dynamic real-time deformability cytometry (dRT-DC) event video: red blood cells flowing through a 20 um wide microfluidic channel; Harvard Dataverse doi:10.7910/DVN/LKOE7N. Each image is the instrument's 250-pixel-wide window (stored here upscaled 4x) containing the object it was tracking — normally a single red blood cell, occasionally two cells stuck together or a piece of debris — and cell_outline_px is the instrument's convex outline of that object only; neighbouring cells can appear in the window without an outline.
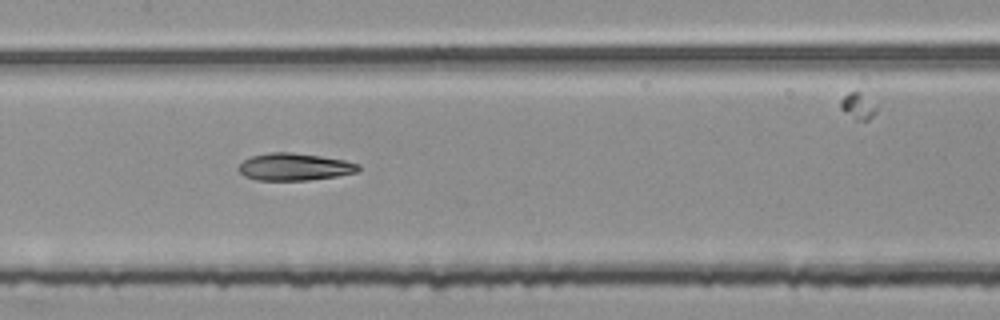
{"species": "common noctule bat (a hibernating species)", "species_latin": "Nyctalus noctula", "temperature_condition": "room temperature", "stored_images_in_passage": 55, "segment_of_instrument_passage": [2, 2], "camera_frame_rate_fps": 3000, "um_per_image_px": 0.085, "animal": {"sex": "female", "body_mass_g": 25.1}, "frame": {"image": 1, "passage_image": 27, "time_ms": 8.667, "image_size_px": [1000, 320], "cell_outline_px": [[360, 168], [356, 172], [336, 176], [308, 180], [256, 180], [244, 176], [236, 168], [248, 156], [268, 152], [292, 152], [320, 156], [344, 160], [360, 164]], "centroid_in_image_um": [24.98, 14.17], "position_along_channel_um": 182.4, "area_um2": 19.13}}
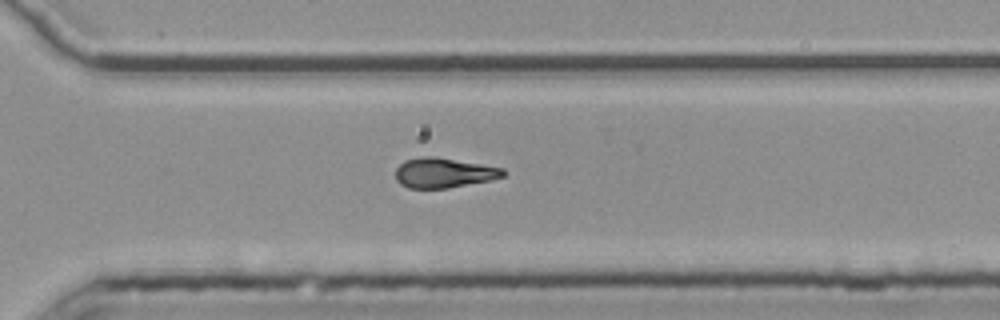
{"frame": {"image": 2, "passage_image": 39, "time_ms": 12.667, "image_size_px": [1000, 320], "cell_outline_px": [[508, 172], [504, 176], [492, 180], [448, 188], [408, 188], [400, 184], [396, 180], [396, 168], [404, 160], [420, 156], [436, 156], [504, 168]], "centroid_in_image_um": [37.73, 14.68], "position_along_channel_um": 332.9, "area_um2": 19.02}}
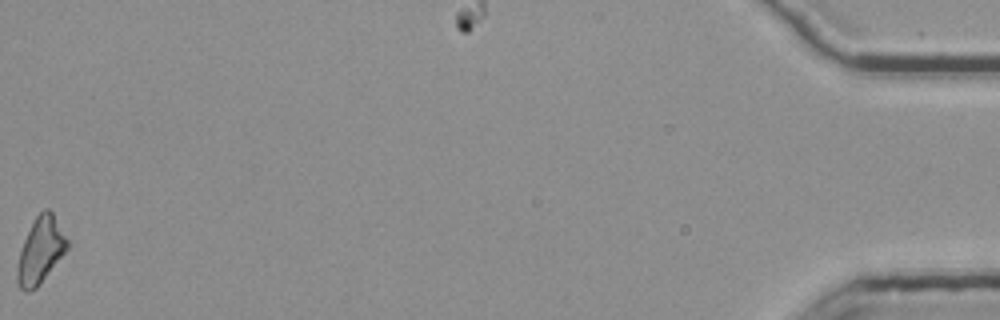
{"frame": {"image": 3, "passage_image": 55, "time_ms": 18.0, "image_size_px": [1000, 320], "cell_outline_px": [[68, 248], [40, 284], [36, 288], [28, 292], [24, 292], [20, 288], [16, 280], [16, 264], [24, 240], [36, 216], [44, 208], [48, 208], [52, 212], [68, 240]], "centroid_in_image_um": [3.42, 21.32], "position_along_channel_um": 431.8, "area_um2": 19.07}}